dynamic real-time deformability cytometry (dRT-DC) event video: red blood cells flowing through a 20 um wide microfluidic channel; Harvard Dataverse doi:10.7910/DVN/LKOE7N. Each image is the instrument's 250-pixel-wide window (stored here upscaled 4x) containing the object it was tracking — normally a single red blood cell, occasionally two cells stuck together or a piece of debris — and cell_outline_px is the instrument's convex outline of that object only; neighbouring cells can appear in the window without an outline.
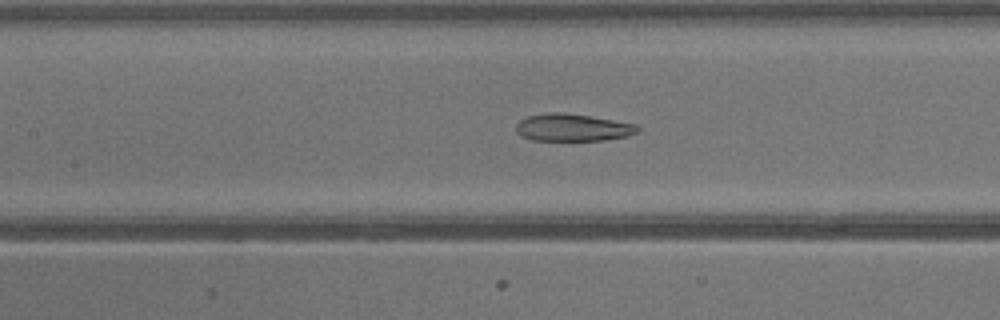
{"species": "common noctule bat (a hibernating species)", "species_latin": "Nyctalus noctula", "temperature_condition": "warm", "stored_images_in_passage": 29, "camera_frame_rate_fps": 3000, "um_per_image_px": 0.085, "animal": {"sex": "male", "body_mass_g": 13.3}, "frame": {"image": 1, "passage_image": 16, "time_ms": 5.0, "image_size_px": [1000, 320], "cell_outline_px": [[640, 132], [628, 136], [604, 140], [532, 140], [520, 136], [516, 132], [516, 124], [520, 120], [528, 116], [548, 112], [564, 112], [636, 124], [640, 128]], "centroid_in_image_um": [48.67, 10.84], "position_along_channel_um": 158.7, "area_um2": 19.42}}
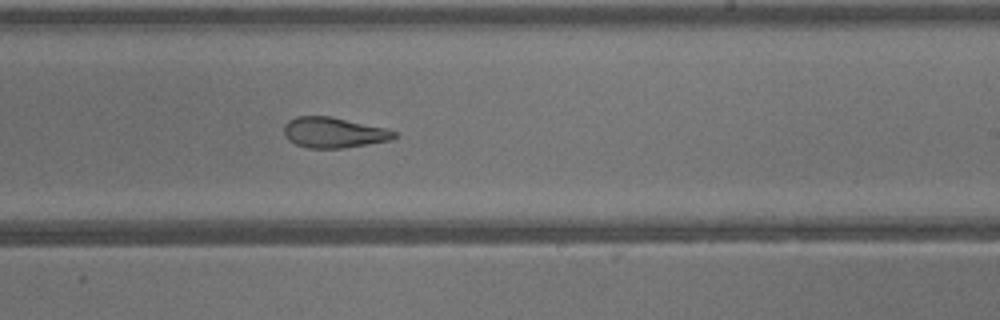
{"frame": {"image": 2, "passage_image": 22, "time_ms": 7.0, "image_size_px": [1000, 320], "cell_outline_px": [[396, 136], [392, 140], [344, 148], [308, 148], [296, 144], [288, 140], [284, 132], [284, 124], [288, 120], [296, 116], [332, 116], [388, 128], [396, 132]], "centroid_in_image_um": [28.38, 11.26], "position_along_channel_um": 260.6, "area_um2": 19.83}}
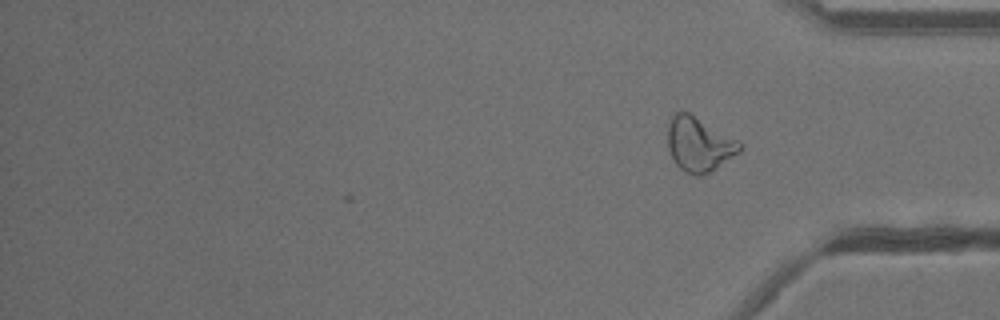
{"frame": {"image": 3, "passage_image": 29, "time_ms": 9.333, "image_size_px": [1000, 320], "cell_outline_px": [[744, 148], [740, 152], [716, 168], [700, 176], [696, 176], [684, 172], [676, 164], [668, 148], [668, 124], [672, 116], [676, 112], [688, 112], [740, 140], [744, 144]], "centroid_in_image_um": [59.46, 12.26], "position_along_channel_um": 375.7, "area_um2": 22.95}}